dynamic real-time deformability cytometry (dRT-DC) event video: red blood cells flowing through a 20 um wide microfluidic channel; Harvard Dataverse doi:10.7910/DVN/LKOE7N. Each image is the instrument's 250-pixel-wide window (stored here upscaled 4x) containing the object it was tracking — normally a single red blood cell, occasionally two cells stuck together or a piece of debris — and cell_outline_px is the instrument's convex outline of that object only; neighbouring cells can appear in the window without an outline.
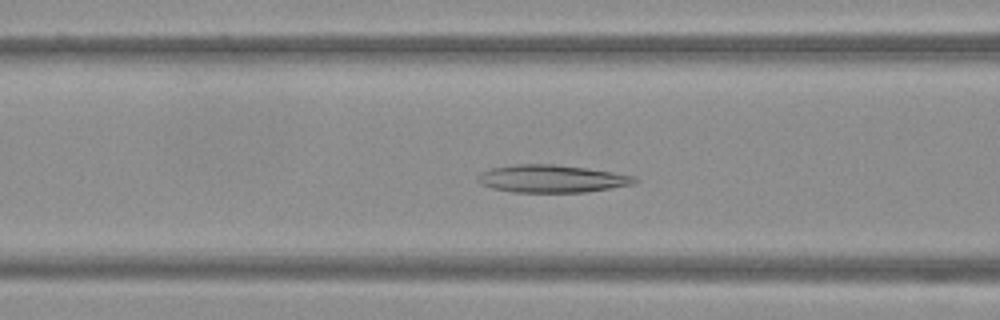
{"species": "Egyptian fruit bat (a non-hibernating species)", "species_latin": "Rousettus aegyptiacus", "temperature_condition": "warm", "stored_images_in_passage": 48, "camera_frame_rate_fps": 3000, "um_per_image_px": 0.085, "frame": {"image": 1, "passage_image": 18, "time_ms": 5.667, "image_size_px": [1000, 320], "cell_outline_px": [[640, 180], [632, 184], [584, 192], [512, 192], [492, 188], [480, 184], [476, 180], [476, 176], [480, 172], [492, 168], [512, 164], [556, 164], [588, 168], [612, 172], [632, 176]], "centroid_in_image_um": [46.82, 15.18], "position_along_channel_um": 119.8, "area_um2": 25.26}}
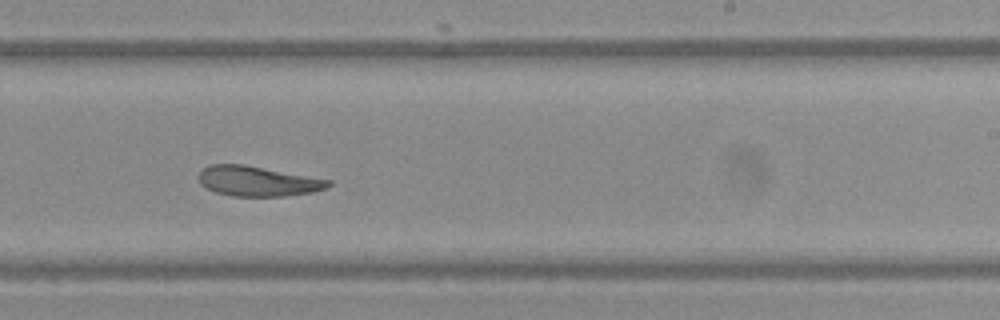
{"frame": {"image": 2, "passage_image": 29, "time_ms": 9.333, "image_size_px": [1000, 320], "cell_outline_px": [[332, 184], [328, 188], [312, 192], [284, 196], [232, 196], [216, 192], [200, 184], [200, 172], [208, 164], [244, 164], [332, 180]], "centroid_in_image_um": [21.94, 15.39], "position_along_channel_um": 267.1, "area_um2": 22.66}}
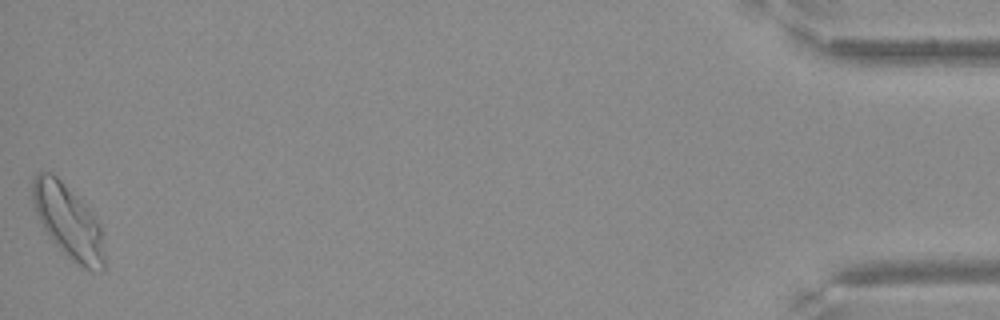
{"frame": {"image": 3, "passage_image": 48, "time_ms": 15.667, "image_size_px": [1000, 320], "cell_outline_px": [[108, 264], [100, 272], [92, 272], [84, 268], [72, 260], [48, 236], [32, 204], [32, 180], [36, 172], [52, 172], [92, 212], [100, 224]], "centroid_in_image_um": [5.85, 18.87], "position_along_channel_um": 429.4, "area_um2": 30.98}}